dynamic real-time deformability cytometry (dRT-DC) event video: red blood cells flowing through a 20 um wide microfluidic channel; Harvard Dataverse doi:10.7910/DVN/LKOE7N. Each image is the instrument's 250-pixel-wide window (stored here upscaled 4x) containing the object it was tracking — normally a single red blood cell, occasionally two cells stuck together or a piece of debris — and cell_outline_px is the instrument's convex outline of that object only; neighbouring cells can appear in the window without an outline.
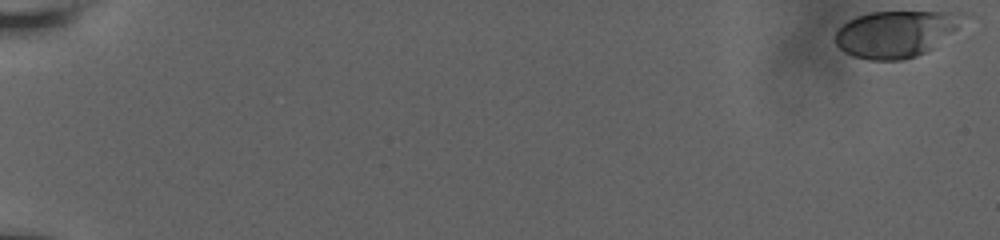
{"species": "human", "species_latin": "Homo sapiens", "temperature_condition": "room temperature", "stored_images_in_passage": 58, "camera_frame_rate_fps": 3000, "um_per_image_px": 0.085, "donor": {"sex": "male"}, "frame": {"image": 1, "passage_image": 1, "time_ms": 0.0, "image_size_px": [1000, 240], "cell_outline_px": [[964, 12], [956, 28], [936, 48], [916, 56], [904, 60], [868, 60], [852, 56], [844, 52], [836, 44], [836, 32], [848, 20], [872, 12]], "centroid_in_image_um": [76.12, 2.9], "position_along_channel_um": 8.9, "area_um2": 34.39}}
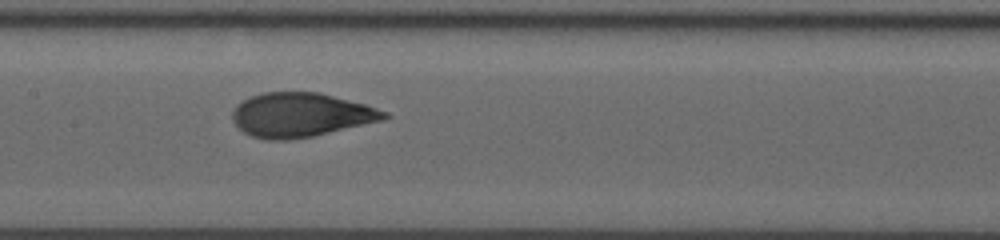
{"frame": {"image": 2, "passage_image": 32, "time_ms": 10.333, "image_size_px": [1000, 240], "cell_outline_px": [[392, 116], [384, 120], [312, 136], [288, 140], [268, 140], [252, 136], [244, 132], [232, 120], [232, 112], [236, 104], [240, 100], [264, 92], [320, 92], [364, 104], [388, 112]], "centroid_in_image_um": [25.56, 9.76], "position_along_channel_um": 181.8, "area_um2": 39.07}}
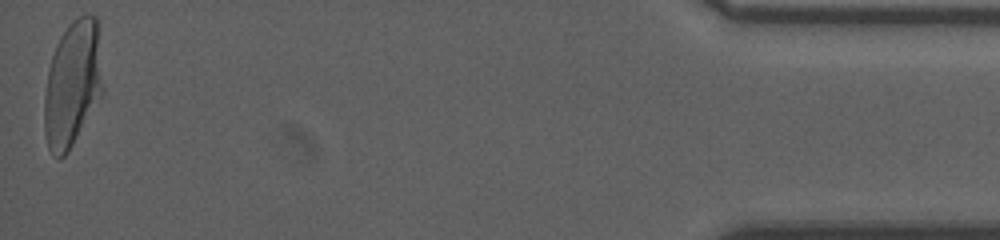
{"frame": {"image": 3, "passage_image": 58, "time_ms": 19.0, "image_size_px": [1000, 240], "cell_outline_px": [[104, 92], [68, 152], [60, 160], [52, 156], [48, 148], [44, 132], [44, 96], [48, 72], [52, 56], [56, 44], [60, 36], [68, 24], [72, 20], [88, 12], [96, 16], [104, 88]], "centroid_in_image_um": [6.16, 7.15], "position_along_channel_um": 429.0, "area_um2": 43.41}, "authors_computed_cell_mechanics": {"area_um2": 38.1191, "velocity_mm_per_s": 3.798, "shape_relaxation_time_tau1_ms": 4.3364, "shape_relaxation_time_tau2_ms": null, "deformation_change_tau1": 0.2, "deformation_change_tau2": null}}